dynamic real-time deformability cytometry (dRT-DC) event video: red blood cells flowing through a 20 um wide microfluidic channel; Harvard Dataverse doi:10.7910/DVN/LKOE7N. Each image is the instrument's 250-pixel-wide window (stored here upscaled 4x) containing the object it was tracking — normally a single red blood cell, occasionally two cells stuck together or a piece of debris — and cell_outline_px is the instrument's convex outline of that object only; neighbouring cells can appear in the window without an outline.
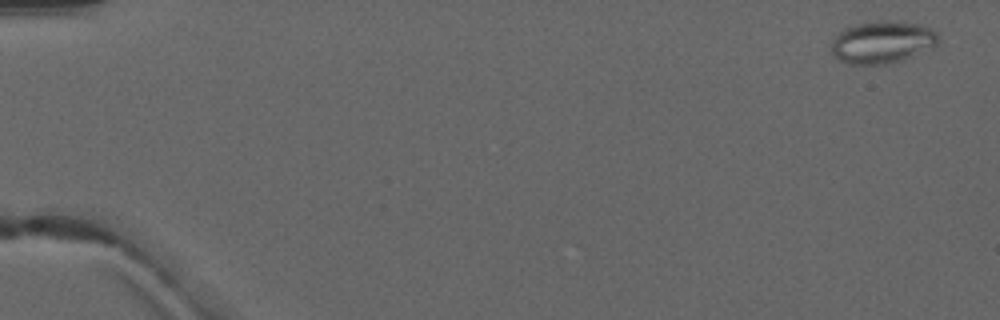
{"species": "common noctule bat (a hibernating species)", "species_latin": "Nyctalus noctula", "temperature_condition": "warm", "stored_images_in_passage": 5, "camera_frame_rate_fps": 3000, "um_per_image_px": 0.085, "animal": {"sex": "male", "forearm_length_mm": 52.5}, "frame": {"image": 1, "passage_image": 1, "time_ms": 0.0, "image_size_px": [1000, 320], "cell_outline_px": [[940, 40], [936, 44], [904, 60], [884, 64], [848, 64], [840, 60], [832, 52], [832, 40], [844, 28], [856, 24], [880, 20], [924, 24], [932, 28], [936, 32]], "centroid_in_image_um": [75.01, 3.57], "position_along_channel_um": 10.0, "area_um2": 26.24}}